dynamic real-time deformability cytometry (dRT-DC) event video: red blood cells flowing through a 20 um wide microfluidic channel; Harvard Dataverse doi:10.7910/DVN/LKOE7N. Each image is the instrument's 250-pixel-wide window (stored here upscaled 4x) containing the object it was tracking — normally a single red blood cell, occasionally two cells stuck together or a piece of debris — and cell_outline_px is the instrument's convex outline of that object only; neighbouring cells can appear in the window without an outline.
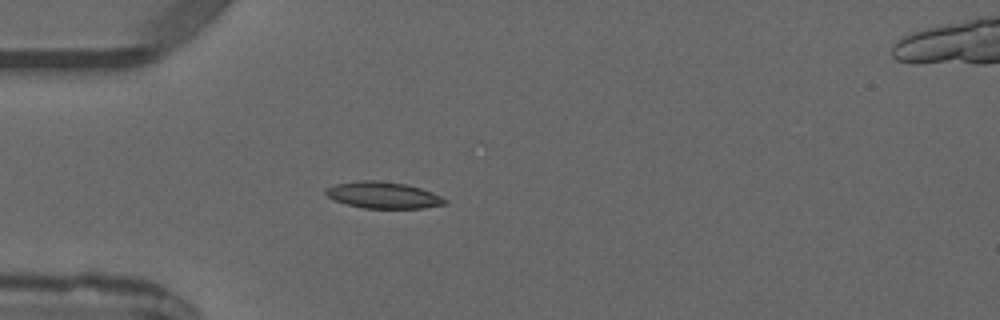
{"species": "common noctule bat (a hibernating species)", "species_latin": "Nyctalus noctula", "temperature_condition": "warm", "stored_images_in_passage": 5, "camera_frame_rate_fps": 3000, "um_per_image_px": 0.085, "animal": {"sex": "male", "forearm_length_mm": 52.5}, "frame": {"image": 1, "passage_image": 4, "time_ms": 3.667, "image_size_px": [1000, 320], "cell_outline_px": [[448, 204], [424, 208], [364, 208], [332, 200], [324, 192], [324, 188], [336, 184], [364, 180], [376, 180], [404, 184], [420, 188], [432, 192], [448, 200]], "centroid_in_image_um": [32.58, 16.59], "position_along_channel_um": 52.4, "area_um2": 18.38}}